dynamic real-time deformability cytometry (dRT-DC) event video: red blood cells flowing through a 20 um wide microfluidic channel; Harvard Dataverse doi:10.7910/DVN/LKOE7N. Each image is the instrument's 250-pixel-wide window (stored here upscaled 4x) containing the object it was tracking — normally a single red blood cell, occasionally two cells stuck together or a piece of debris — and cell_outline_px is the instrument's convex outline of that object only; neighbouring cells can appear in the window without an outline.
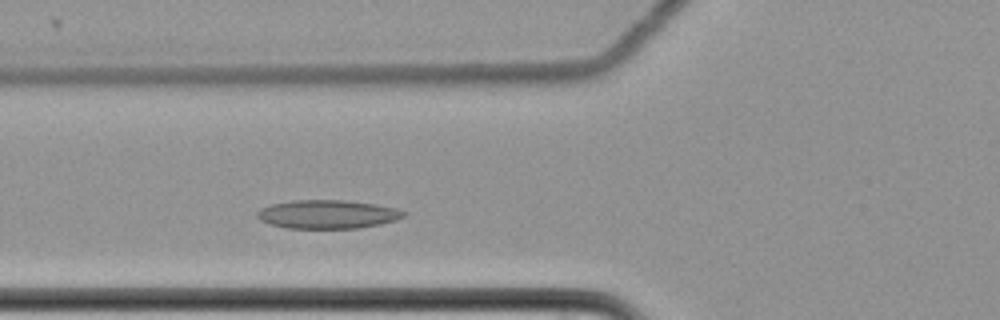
{"species": "common noctule bat (a hibernating species)", "species_latin": "Nyctalus noctula", "temperature_condition": "cold", "stored_images_in_passage": 3, "camera_frame_rate_fps": 3000, "um_per_image_px": 0.085, "animal": {"sex": "female", "body_mass_g": 22.7, "forearm_length_mm": 54.2}, "frame": {"image": 1, "passage_image": 3, "time_ms": 0.667, "image_size_px": [1000, 320], "cell_outline_px": [[404, 216], [396, 220], [380, 224], [360, 228], [288, 228], [268, 224], [260, 220], [256, 216], [256, 212], [260, 208], [272, 204], [292, 200], [344, 200], [376, 204], [396, 208], [404, 212]], "centroid_in_image_um": [27.8, 18.21], "position_along_channel_um": 98.0, "area_um2": 24.45}}